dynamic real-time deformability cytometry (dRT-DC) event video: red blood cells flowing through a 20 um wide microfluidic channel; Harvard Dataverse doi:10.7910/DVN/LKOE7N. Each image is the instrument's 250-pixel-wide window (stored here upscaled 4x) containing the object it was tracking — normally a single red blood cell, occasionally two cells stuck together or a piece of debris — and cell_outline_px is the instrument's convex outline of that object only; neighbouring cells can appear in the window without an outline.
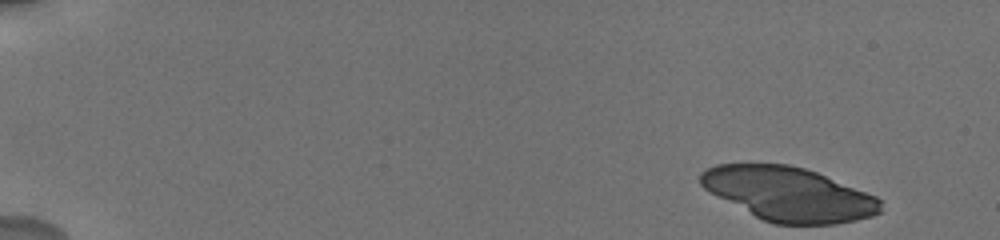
{"species": "human", "species_latin": "Homo sapiens", "temperature_condition": "cold", "stored_images_in_passage": 19, "camera_frame_rate_fps": 3000, "um_per_image_px": 0.085, "donor": {"sex": "male"}, "frame": {"image": 1, "passage_image": 1, "time_ms": 0.0, "image_size_px": [1000, 240], "cell_outline_px": [[880, 212], [872, 216], [856, 220], [836, 224], [776, 224], [764, 220], [756, 216], [704, 188], [700, 184], [700, 172], [704, 168], [716, 164], [788, 164], [804, 168], [816, 172], [876, 196], [880, 200]], "centroid_in_image_um": [67.04, 16.48], "position_along_channel_um": 18.0, "area_um2": 55.83}}